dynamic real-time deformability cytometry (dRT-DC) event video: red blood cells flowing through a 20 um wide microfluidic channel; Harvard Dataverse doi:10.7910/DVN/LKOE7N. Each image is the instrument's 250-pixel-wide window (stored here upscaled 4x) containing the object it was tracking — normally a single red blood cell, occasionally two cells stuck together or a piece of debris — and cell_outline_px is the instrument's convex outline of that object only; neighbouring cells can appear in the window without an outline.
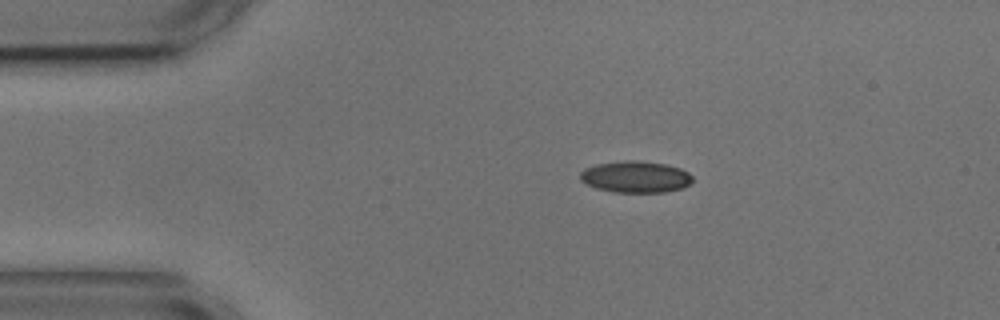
{"species": "common noctule bat (a hibernating species)", "species_latin": "Nyctalus noctula", "temperature_condition": "cold", "stored_images_in_passage": 3, "camera_frame_rate_fps": 3000, "um_per_image_px": 0.085, "animal": {"sex": "male", "body_mass_g": 17.9, "forearm_length_mm": 54.2}, "frame": {"image": 1, "passage_image": 1, "time_ms": 0.0, "image_size_px": [1000, 320], "cell_outline_px": [[692, 180], [688, 184], [680, 188], [664, 192], [616, 192], [596, 188], [580, 180], [580, 172], [584, 168], [596, 164], [628, 160], [636, 160], [664, 164], [680, 168], [688, 172], [692, 176]], "centroid_in_image_um": [54.0, 15.02], "position_along_channel_um": 31.0, "area_um2": 20.46}}
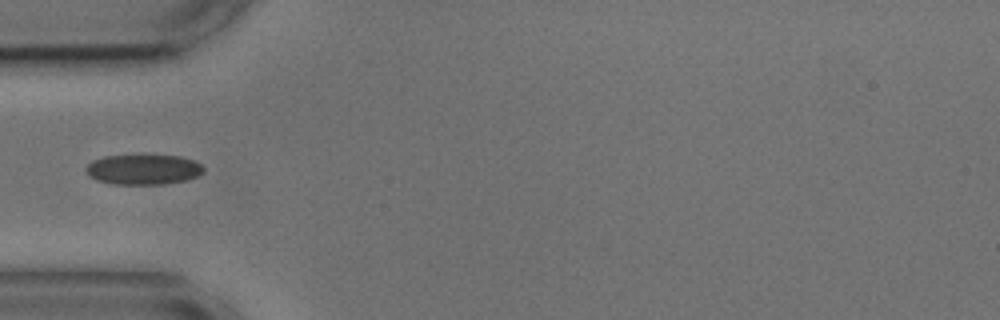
{"frame": {"image": 2, "passage_image": 3, "time_ms": 2.333, "image_size_px": [1000, 320], "cell_outline_px": [[204, 172], [196, 176], [184, 180], [164, 184], [112, 184], [96, 180], [84, 168], [92, 160], [104, 156], [144, 152], [180, 156], [192, 160], [200, 164], [204, 168]], "centroid_in_image_um": [12.17, 14.35], "position_along_channel_um": 72.8, "area_um2": 21.44}}